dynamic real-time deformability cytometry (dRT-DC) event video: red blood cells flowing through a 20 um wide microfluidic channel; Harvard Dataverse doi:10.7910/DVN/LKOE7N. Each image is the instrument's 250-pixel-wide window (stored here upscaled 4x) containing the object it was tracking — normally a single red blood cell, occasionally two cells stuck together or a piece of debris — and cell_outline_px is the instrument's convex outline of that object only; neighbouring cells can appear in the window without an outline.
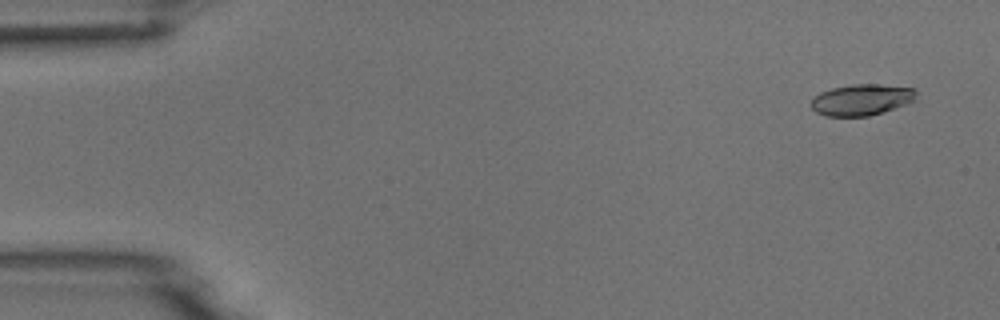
{"species": "common noctule bat (a hibernating species)", "species_latin": "Nyctalus noctula", "temperature_condition": "room temperature", "stored_images_in_passage": 4, "camera_frame_rate_fps": 3000, "um_per_image_px": 0.085, "animal": {"sex": "male", "body_mass_g": 18.8}, "frame": {"image": 1, "passage_image": 1, "time_ms": 0.0, "image_size_px": [1000, 320], "cell_outline_px": [[916, 100], [884, 112], [868, 116], [824, 116], [816, 112], [812, 108], [812, 100], [820, 92], [832, 88], [852, 84], [880, 84], [916, 88]], "centroid_in_image_um": [73.26, 8.47], "position_along_channel_um": 11.7, "area_um2": 19.19}}
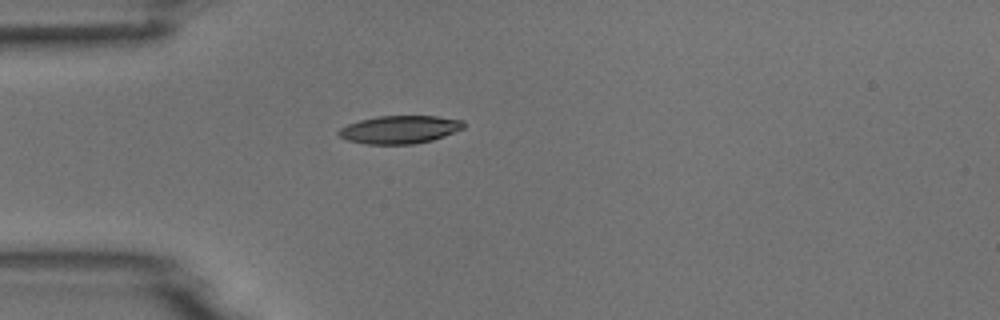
{"frame": {"image": 2, "passage_image": 4, "time_ms": 4.0, "image_size_px": [1000, 320], "cell_outline_px": [[464, 128], [444, 136], [432, 140], [412, 144], [368, 144], [348, 140], [340, 136], [336, 132], [340, 128], [348, 124], [360, 120], [376, 116], [436, 116], [464, 120]], "centroid_in_image_um": [33.98, 11.0], "position_along_channel_um": 51.0, "area_um2": 20.29}}